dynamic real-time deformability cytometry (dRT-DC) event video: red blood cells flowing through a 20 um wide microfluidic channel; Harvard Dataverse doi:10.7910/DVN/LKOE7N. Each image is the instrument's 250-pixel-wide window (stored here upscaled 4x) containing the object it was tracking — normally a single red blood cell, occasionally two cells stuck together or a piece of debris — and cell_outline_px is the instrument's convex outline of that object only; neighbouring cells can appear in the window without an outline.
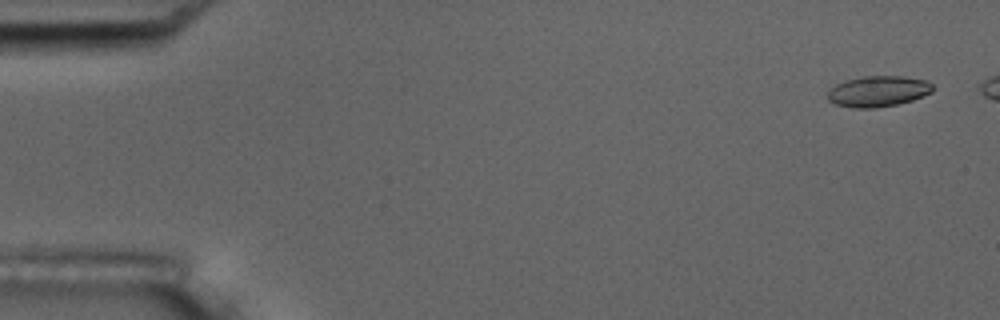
{"species": "common noctule bat (a hibernating species)", "species_latin": "Nyctalus noctula", "temperature_condition": "room temperature", "stored_images_in_passage": 5, "camera_frame_rate_fps": 3000, "um_per_image_px": 0.085, "animal": {"sex": "male", "body_mass_g": 17.5, "forearm_length_mm": 52.3}, "frame": {"image": 1, "passage_image": 1, "time_ms": 0.0, "image_size_px": [1000, 320], "cell_outline_px": [[932, 92], [924, 96], [912, 100], [896, 104], [872, 108], [852, 108], [836, 104], [828, 100], [828, 92], [836, 84], [848, 80], [864, 76], [904, 76], [928, 80], [932, 84]], "centroid_in_image_um": [74.67, 7.75], "position_along_channel_um": 10.3, "area_um2": 18.79}}